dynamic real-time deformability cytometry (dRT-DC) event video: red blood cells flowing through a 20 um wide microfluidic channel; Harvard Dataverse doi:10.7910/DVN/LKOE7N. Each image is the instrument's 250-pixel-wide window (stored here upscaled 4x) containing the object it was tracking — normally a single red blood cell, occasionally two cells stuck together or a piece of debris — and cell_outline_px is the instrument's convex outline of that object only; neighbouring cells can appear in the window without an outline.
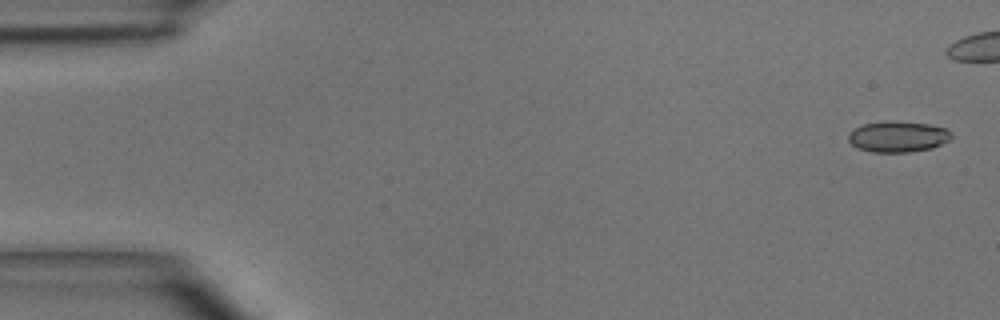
{"species": "common noctule bat (a hibernating species)", "species_latin": "Nyctalus noctula", "temperature_condition": "room temperature", "stored_images_in_passage": 3, "camera_frame_rate_fps": 3000, "um_per_image_px": 0.085, "animal": {"sex": "male", "body_mass_g": 15.6}, "frame": {"image": 1, "passage_image": 1, "time_ms": 0.0, "image_size_px": [1000, 320], "cell_outline_px": [[952, 136], [948, 140], [932, 148], [912, 152], [872, 152], [860, 148], [852, 144], [848, 140], [848, 132], [852, 128], [864, 124], [884, 120], [896, 120], [928, 124], [944, 128], [952, 132]], "centroid_in_image_um": [76.29, 11.59], "position_along_channel_um": 8.7, "area_um2": 18.79}}